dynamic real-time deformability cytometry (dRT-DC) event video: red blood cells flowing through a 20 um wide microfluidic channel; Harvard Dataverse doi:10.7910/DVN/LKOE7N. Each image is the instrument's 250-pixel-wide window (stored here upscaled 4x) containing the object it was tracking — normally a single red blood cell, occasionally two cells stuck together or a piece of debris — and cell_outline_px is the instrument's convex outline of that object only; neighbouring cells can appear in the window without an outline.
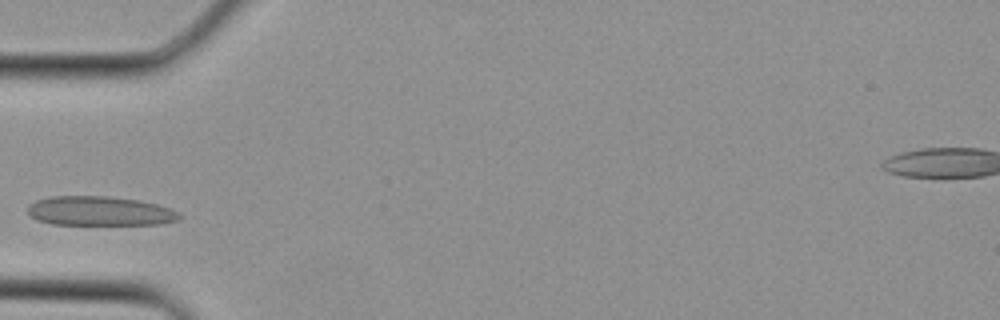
{"species": "Egyptian fruit bat (a non-hibernating species)", "species_latin": "Rousettus aegyptiacus", "temperature_condition": "cold", "stored_images_in_passage": 4, "camera_frame_rate_fps": 3000, "um_per_image_px": 0.085, "animal": {"sex": "female"}, "frame": {"image": 1, "passage_image": 4, "time_ms": 1.0, "image_size_px": [1000, 320], "cell_outline_px": [[180, 220], [160, 224], [52, 224], [36, 220], [28, 212], [28, 204], [36, 200], [52, 196], [108, 196], [140, 200], [156, 204], [168, 208], [176, 212], [180, 216]], "centroid_in_image_um": [8.45, 17.93], "position_along_channel_um": 76.6, "area_um2": 25.84}}